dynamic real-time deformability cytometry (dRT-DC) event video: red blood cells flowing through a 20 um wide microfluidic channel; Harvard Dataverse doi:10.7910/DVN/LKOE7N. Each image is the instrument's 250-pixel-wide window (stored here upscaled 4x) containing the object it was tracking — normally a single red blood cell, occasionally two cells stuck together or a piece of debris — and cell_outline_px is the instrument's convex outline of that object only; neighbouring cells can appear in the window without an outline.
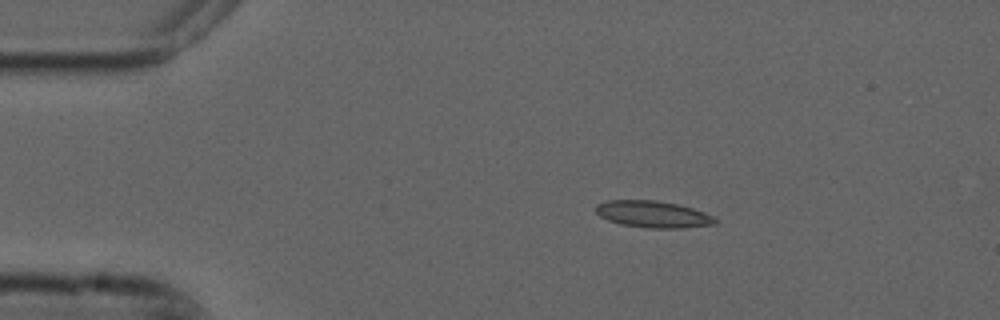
{"species": "common noctule bat (a hibernating species)", "species_latin": "Nyctalus noctula", "temperature_condition": "cold", "stored_images_in_passage": 5, "camera_frame_rate_fps": 3000, "um_per_image_px": 0.085, "animal": {"sex": "male", "forearm_length_mm": 52.5}, "frame": {"image": 1, "passage_image": 3, "time_ms": 0.667, "image_size_px": [1000, 320], "cell_outline_px": [[716, 224], [684, 228], [648, 228], [620, 224], [608, 220], [600, 216], [596, 212], [596, 204], [604, 200], [656, 200], [676, 204], [692, 208], [704, 212], [712, 216], [716, 220]], "centroid_in_image_um": [55.47, 18.21], "position_along_channel_um": 29.5, "area_um2": 18.61}}
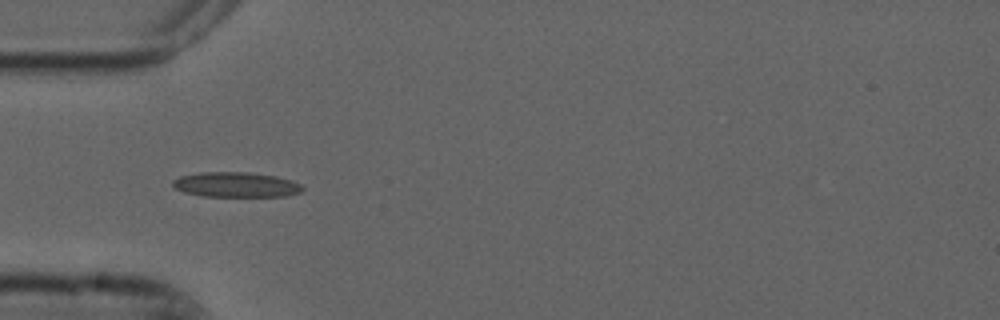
{"frame": {"image": 2, "passage_image": 4, "time_ms": 1.0, "image_size_px": [1000, 320], "cell_outline_px": [[304, 188], [300, 192], [288, 196], [200, 196], [184, 192], [176, 188], [172, 184], [172, 180], [180, 176], [200, 172], [248, 172], [276, 176], [292, 180], [300, 184]], "centroid_in_image_um": [20.06, 15.69], "position_along_channel_um": 64.9, "area_um2": 18.96}}
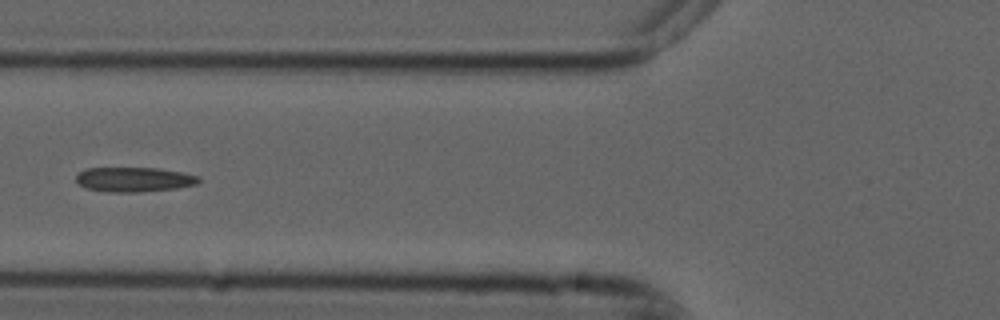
{"frame": {"image": 3, "passage_image": 5, "time_ms": 1.333, "image_size_px": [1000, 320], "cell_outline_px": [[200, 180], [196, 184], [176, 188], [136, 192], [104, 192], [88, 188], [80, 184], [76, 180], [76, 176], [80, 172], [88, 168], [160, 168], [184, 172], [200, 176]], "centroid_in_image_um": [11.43, 15.25], "position_along_channel_um": 114.4, "area_um2": 17.57}}